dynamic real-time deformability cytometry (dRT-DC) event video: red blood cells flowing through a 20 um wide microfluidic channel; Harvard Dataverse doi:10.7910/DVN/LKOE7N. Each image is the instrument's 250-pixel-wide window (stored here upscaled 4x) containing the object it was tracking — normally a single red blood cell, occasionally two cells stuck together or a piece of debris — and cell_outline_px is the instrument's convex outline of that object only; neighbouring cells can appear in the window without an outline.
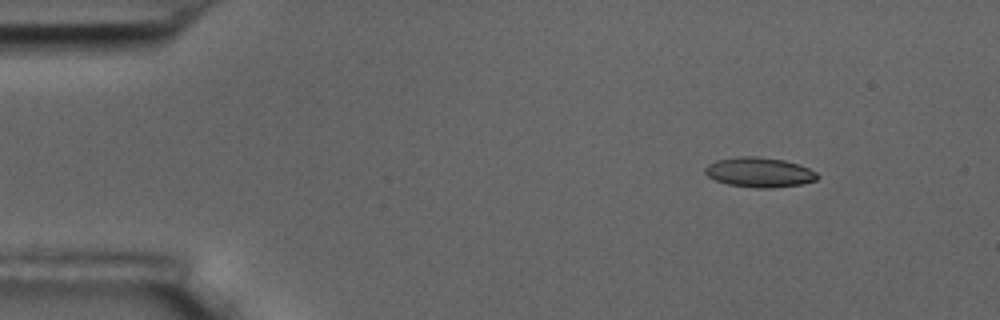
{"species": "common noctule bat (a hibernating species)", "species_latin": "Nyctalus noctula", "temperature_condition": "room temperature", "stored_images_in_passage": 6, "camera_frame_rate_fps": 3000, "um_per_image_px": 0.085, "animal": {"sex": "male", "body_mass_g": 17.5, "forearm_length_mm": 52.3}, "frame": {"image": 1, "passage_image": 2, "time_ms": 1.333, "image_size_px": [1000, 320], "cell_outline_px": [[820, 176], [816, 180], [800, 184], [772, 188], [756, 188], [728, 184], [716, 180], [708, 176], [704, 172], [704, 168], [708, 164], [716, 160], [736, 156], [756, 156], [784, 160], [808, 168], [816, 172]], "centroid_in_image_um": [64.52, 14.64], "position_along_channel_um": 20.5, "area_um2": 19.48}}